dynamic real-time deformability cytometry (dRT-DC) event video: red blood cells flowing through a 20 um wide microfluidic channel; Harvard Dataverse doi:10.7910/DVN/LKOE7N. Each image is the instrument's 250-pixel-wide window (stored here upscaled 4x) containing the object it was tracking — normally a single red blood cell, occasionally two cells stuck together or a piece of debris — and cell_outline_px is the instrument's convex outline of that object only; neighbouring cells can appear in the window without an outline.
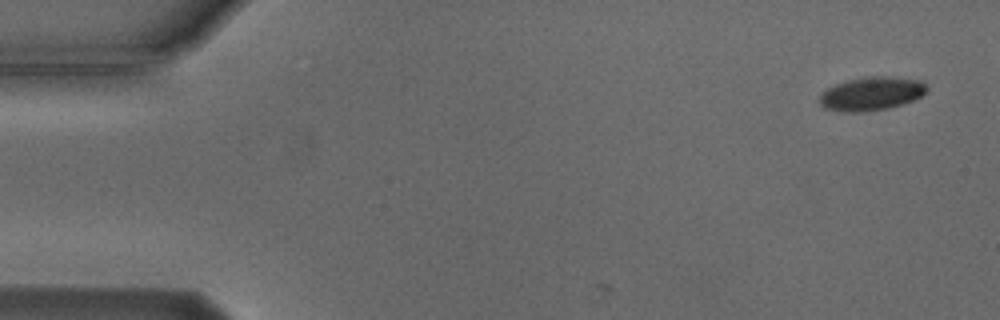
{"species": "Egyptian fruit bat (a non-hibernating species)", "species_latin": "Rousettus aegyptiacus", "temperature_condition": "cold", "stored_images_in_passage": 5, "camera_frame_rate_fps": 3000, "um_per_image_px": 0.085, "animal": {"sex": "male"}, "frame": {"image": 1, "passage_image": 1, "time_ms": 0.0, "image_size_px": [1000, 320], "cell_outline_px": [[928, 88], [920, 96], [912, 100], [888, 108], [860, 112], [848, 112], [824, 108], [820, 104], [820, 96], [828, 88], [836, 84], [848, 80], [868, 76], [892, 76], [916, 80], [924, 84]], "centroid_in_image_um": [74.05, 7.96], "position_along_channel_um": 11.0, "area_um2": 20.52}}
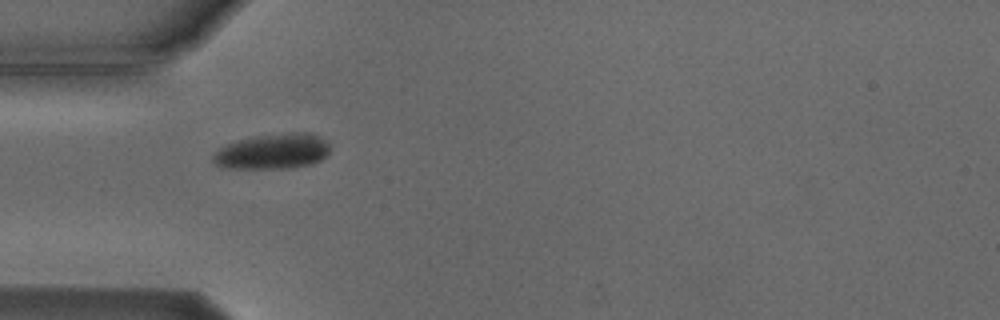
{"frame": {"image": 2, "passage_image": 4, "time_ms": 4.667, "image_size_px": [1000, 320], "cell_outline_px": [[332, 148], [328, 156], [320, 160], [308, 164], [288, 168], [220, 168], [212, 160], [212, 156], [220, 148], [236, 140], [252, 136], [304, 132], [328, 140], [332, 144]], "centroid_in_image_um": [23.21, 12.87], "position_along_channel_um": 61.8, "area_um2": 24.16}}
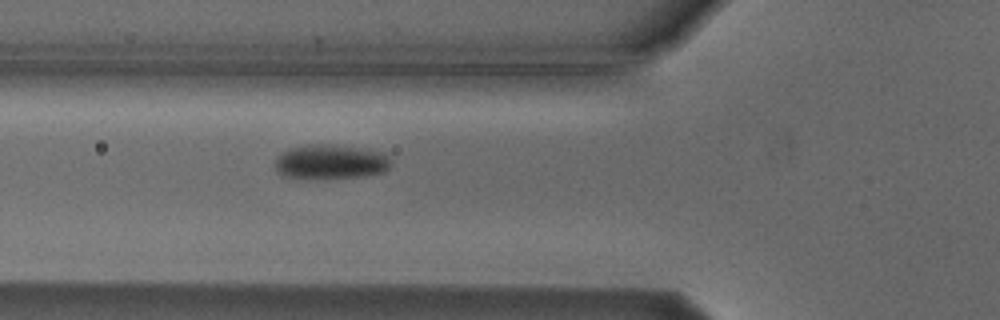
{"frame": {"image": 3, "passage_image": 5, "time_ms": 5.667, "image_size_px": [1000, 320], "cell_outline_px": [[392, 164], [384, 172], [360, 176], [284, 176], [276, 172], [276, 160], [288, 148], [304, 144], [328, 144], [368, 148], [384, 152], [392, 160]], "centroid_in_image_um": [28.18, 13.69], "position_along_channel_um": 97.6, "area_um2": 22.83}}